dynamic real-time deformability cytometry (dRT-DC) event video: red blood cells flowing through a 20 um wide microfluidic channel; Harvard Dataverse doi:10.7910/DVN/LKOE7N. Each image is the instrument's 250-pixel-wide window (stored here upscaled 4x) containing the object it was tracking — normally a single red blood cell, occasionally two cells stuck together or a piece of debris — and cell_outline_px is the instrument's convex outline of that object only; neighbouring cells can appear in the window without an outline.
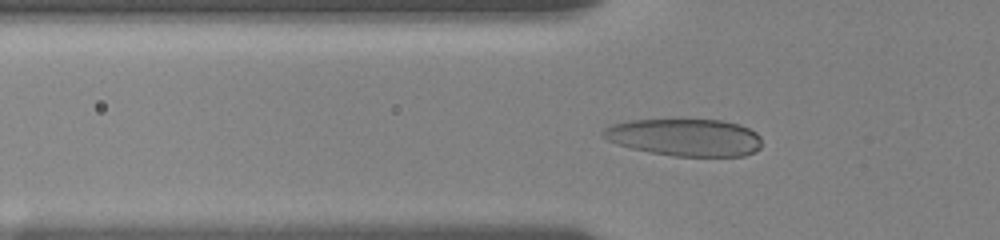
{"species": "human", "species_latin": "Homo sapiens", "temperature_condition": "room temperature", "stored_images_in_passage": 64, "camera_frame_rate_fps": 3000, "um_per_image_px": 0.085, "donor": {"sex": "female"}, "frame": {"image": 1, "passage_image": 18, "time_ms": 6.333, "image_size_px": [1000, 240], "cell_outline_px": [[760, 148], [756, 152], [744, 156], [672, 156], [632, 148], [616, 144], [600, 136], [600, 132], [604, 128], [612, 124], [628, 120], [720, 120], [740, 124], [756, 132], [760, 136]], "centroid_in_image_um": [58.2, 11.68], "position_along_channel_um": 67.6, "area_um2": 34.62}}
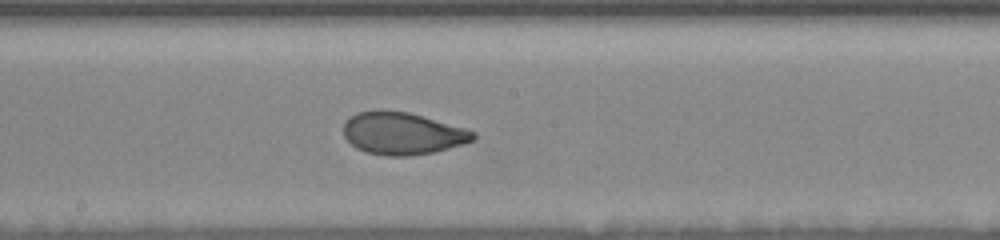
{"frame": {"image": 2, "passage_image": 38, "time_ms": 10.333, "image_size_px": [1000, 240], "cell_outline_px": [[476, 136], [472, 140], [448, 148], [432, 152], [408, 156], [388, 156], [364, 152], [356, 148], [344, 136], [344, 120], [348, 116], [356, 112], [376, 108], [384, 108], [408, 112], [468, 128], [476, 132]], "centroid_in_image_um": [34.16, 11.3], "position_along_channel_um": 214.0, "area_um2": 32.48}}
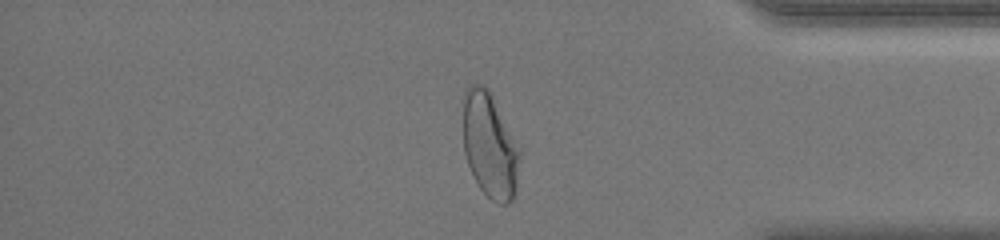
{"frame": {"image": 3, "passage_image": 56, "time_ms": 15.667, "image_size_px": [1000, 240], "cell_outline_px": [[520, 156], [516, 188], [512, 200], [508, 204], [496, 204], [480, 188], [468, 164], [464, 152], [464, 96], [468, 84], [484, 84], [492, 96], [520, 152]], "centroid_in_image_um": [41.62, 12.39], "position_along_channel_um": 393.6, "area_um2": 33.99}}